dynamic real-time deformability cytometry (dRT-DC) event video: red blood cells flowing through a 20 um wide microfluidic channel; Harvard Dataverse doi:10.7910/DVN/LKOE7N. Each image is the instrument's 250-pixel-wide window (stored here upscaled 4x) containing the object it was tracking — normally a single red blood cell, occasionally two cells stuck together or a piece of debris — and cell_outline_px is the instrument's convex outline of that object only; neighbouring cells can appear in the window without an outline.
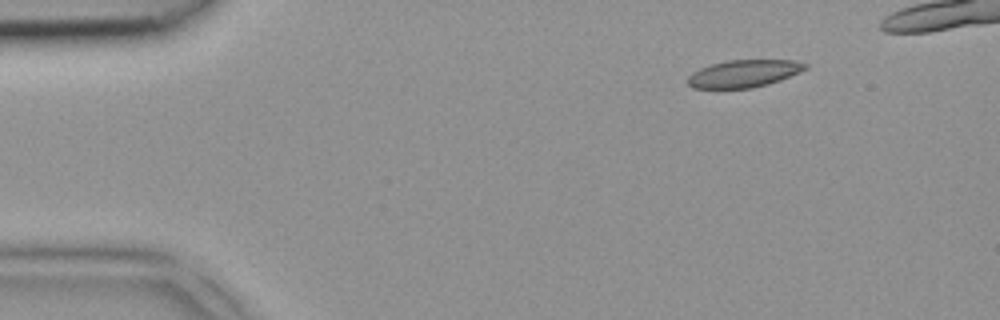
{"species": "common noctule bat (a hibernating species)", "species_latin": "Nyctalus noctula", "temperature_condition": "room temperature", "stored_images_in_passage": 2, "camera_frame_rate_fps": 3000, "um_per_image_px": 0.085, "animal": {"sex": "female", "body_mass_g": 18.4}, "frame": {"image": 1, "passage_image": 2, "time_ms": 0.333, "image_size_px": [1000, 320], "cell_outline_px": [[808, 68], [800, 72], [780, 80], [768, 84], [752, 88], [692, 88], [688, 84], [688, 76], [692, 72], [700, 68], [712, 64], [728, 60], [792, 60], [808, 64]], "centroid_in_image_um": [63.23, 6.25], "position_along_channel_um": 21.8, "area_um2": 18.73}}